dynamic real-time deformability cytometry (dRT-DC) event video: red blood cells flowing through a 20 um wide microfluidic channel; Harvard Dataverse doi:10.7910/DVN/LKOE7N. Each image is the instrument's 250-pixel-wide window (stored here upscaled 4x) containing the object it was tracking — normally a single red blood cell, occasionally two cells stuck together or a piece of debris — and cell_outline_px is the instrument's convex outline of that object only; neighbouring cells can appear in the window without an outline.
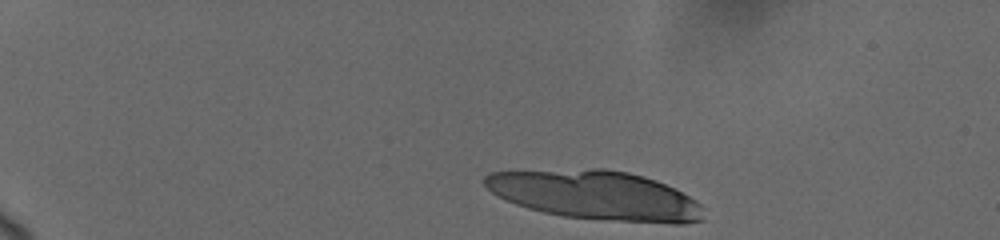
{"species": "human", "species_latin": "Homo sapiens", "temperature_condition": "cold", "stored_images_in_passage": 23, "camera_frame_rate_fps": 3000, "um_per_image_px": 0.085, "donor": {"sex": "female"}, "frame": {"image": 1, "passage_image": 1, "time_ms": 0.0, "image_size_px": [1000, 240], "cell_outline_px": [[704, 220], [684, 224], [672, 224], [616, 220], [564, 216], [544, 212], [528, 208], [516, 204], [492, 192], [484, 184], [484, 176], [488, 172], [592, 168], [604, 168], [628, 172], [644, 176], [656, 180], [676, 188], [696, 200], [704, 208]], "centroid_in_image_um": [50.69, 16.58], "position_along_channel_um": 34.3, "area_um2": 62.71}}
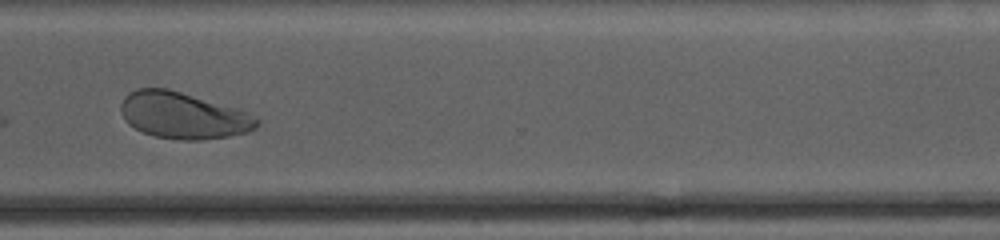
{"frame": {"image": 2, "passage_image": 17, "time_ms": 11.667, "image_size_px": [1000, 240], "cell_outline_px": [[260, 124], [256, 128], [248, 132], [228, 136], [200, 140], [180, 140], [152, 136], [128, 124], [124, 120], [120, 112], [120, 104], [124, 96], [128, 92], [136, 88], [168, 88], [240, 108], [256, 116], [260, 120]], "centroid_in_image_um": [15.58, 9.8], "position_along_channel_um": 355.0, "area_um2": 37.51}}
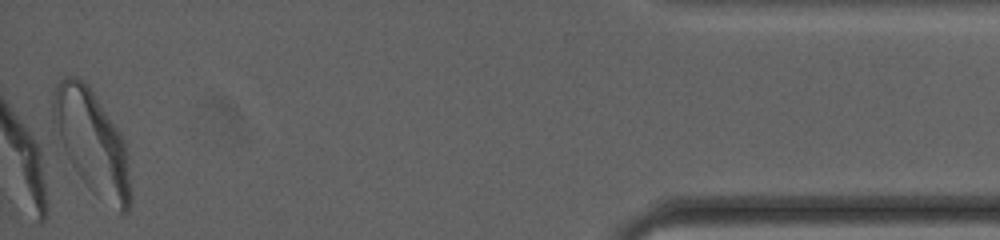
{"frame": {"image": 3, "passage_image": 23, "time_ms": 15.333, "image_size_px": [1000, 240], "cell_outline_px": [[132, 196], [128, 212], [120, 212], [96, 196], [88, 188], [76, 172], [64, 148], [52, 120], [52, 100], [56, 84], [64, 76], [76, 76], [88, 84], [120, 132], [124, 140], [132, 192]], "centroid_in_image_um": [7.83, 12.08], "position_along_channel_um": 427.4, "area_um2": 46.41}}